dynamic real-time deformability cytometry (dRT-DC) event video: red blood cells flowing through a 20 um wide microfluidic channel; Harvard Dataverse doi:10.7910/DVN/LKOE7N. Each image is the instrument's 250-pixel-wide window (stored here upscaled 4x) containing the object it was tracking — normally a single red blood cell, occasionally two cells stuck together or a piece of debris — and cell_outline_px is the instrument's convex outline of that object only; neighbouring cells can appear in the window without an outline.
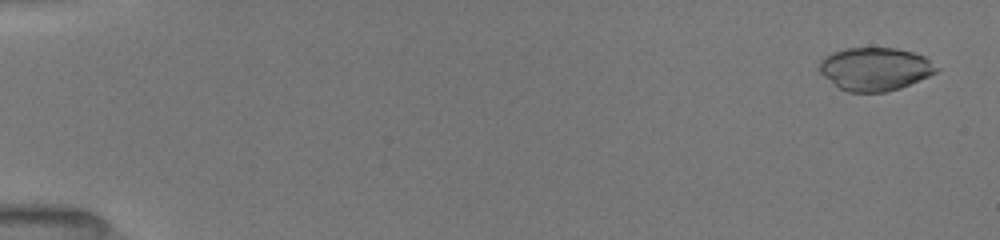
{"species": "common noctule bat (a hibernating species)", "species_latin": "Nyctalus noctula", "temperature_condition": "room temperature", "stored_images_in_passage": 52, "camera_frame_rate_fps": 3000, "um_per_image_px": 0.085, "animal": {"sex": "female", "body_mass_g": 19.5, "forearm_length_mm": 54.1}, "frame": {"image": 1, "passage_image": 2, "time_ms": 0.333, "image_size_px": [1000, 240], "cell_outline_px": [[940, 68], [936, 72], [928, 76], [900, 88], [884, 92], [848, 92], [840, 88], [824, 76], [816, 68], [820, 60], [824, 56], [832, 52], [844, 48], [896, 48], [912, 52], [924, 56]], "centroid_in_image_um": [74.35, 5.85], "position_along_channel_um": 10.7, "area_um2": 29.42}}
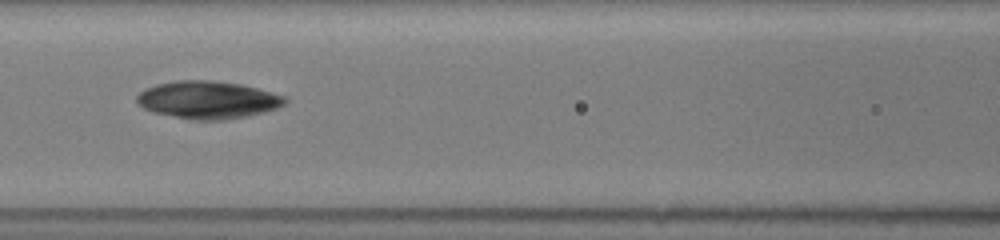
{"frame": {"image": 2, "passage_image": 24, "time_ms": 7.667, "image_size_px": [1000, 240], "cell_outline_px": [[288, 100], [284, 104], [276, 108], [264, 112], [248, 116], [224, 120], [188, 120], [152, 112], [136, 104], [136, 96], [144, 88], [156, 84], [176, 80], [212, 80], [240, 84], [288, 96]], "centroid_in_image_um": [17.64, 8.49], "position_along_channel_um": 149.0, "area_um2": 32.89}}
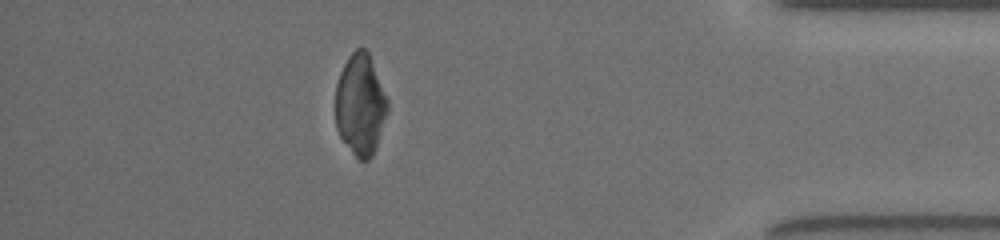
{"frame": {"image": 3, "passage_image": 46, "time_ms": 15.0, "image_size_px": [1000, 240], "cell_outline_px": [[388, 108], [376, 148], [372, 156], [364, 164], [352, 152], [340, 136], [336, 128], [336, 84], [340, 72], [348, 56], [356, 48], [364, 48], [368, 52], [388, 100]], "centroid_in_image_um": [30.62, 8.91], "position_along_channel_um": 404.6, "area_um2": 30.58}}